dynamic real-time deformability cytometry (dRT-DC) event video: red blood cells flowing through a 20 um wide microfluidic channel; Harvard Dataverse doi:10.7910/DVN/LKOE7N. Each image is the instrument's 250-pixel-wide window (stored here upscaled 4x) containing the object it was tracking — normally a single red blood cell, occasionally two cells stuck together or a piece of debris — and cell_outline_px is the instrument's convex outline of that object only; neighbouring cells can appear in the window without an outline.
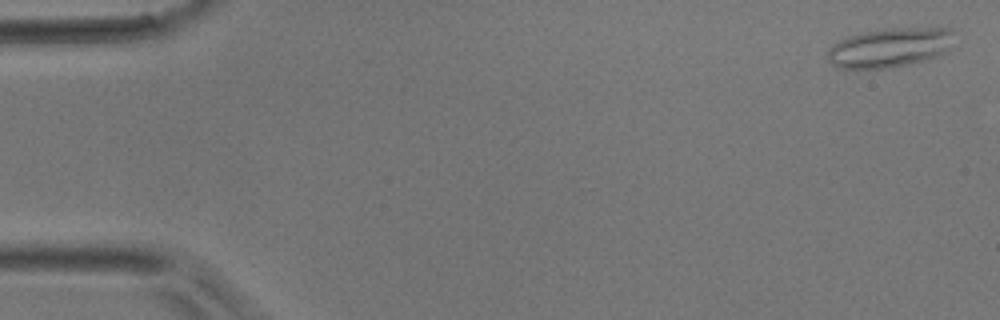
{"species": "common noctule bat (a hibernating species)", "species_latin": "Nyctalus noctula", "temperature_condition": "room temperature", "stored_images_in_passage": 47, "camera_frame_rate_fps": 3000, "um_per_image_px": 0.085, "animal": {"sex": "male", "body_mass_g": 17.9}, "frame": {"image": 1, "passage_image": 1, "time_ms": 0.0, "image_size_px": [1000, 320], "cell_outline_px": [[952, 48], [928, 60], [908, 64], [884, 68], [840, 68], [832, 64], [828, 60], [828, 48], [840, 40], [848, 36], [860, 32], [892, 28], [948, 28], [952, 32]], "centroid_in_image_um": [75.63, 4.04], "position_along_channel_um": 9.4, "area_um2": 28.9}}
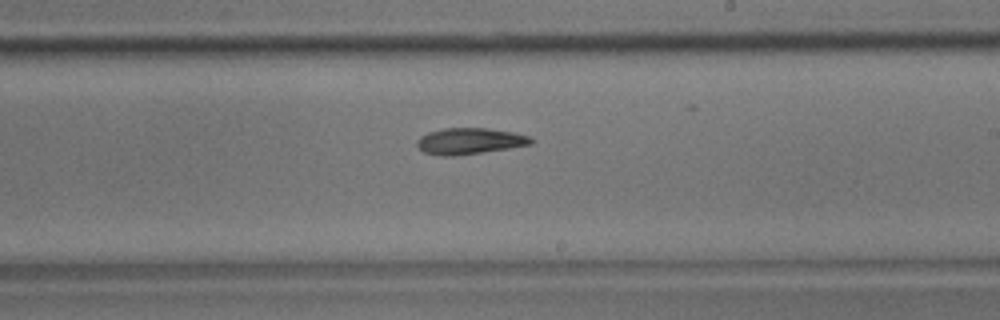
{"frame": {"image": 2, "passage_image": 27, "time_ms": 8.667, "image_size_px": [1000, 320], "cell_outline_px": [[536, 140], [532, 144], [508, 148], [452, 156], [440, 156], [424, 152], [416, 144], [416, 140], [420, 136], [428, 132], [444, 128], [488, 128], [516, 132], [528, 136]], "centroid_in_image_um": [39.92, 11.98], "position_along_channel_um": 249.1, "area_um2": 17.46}}
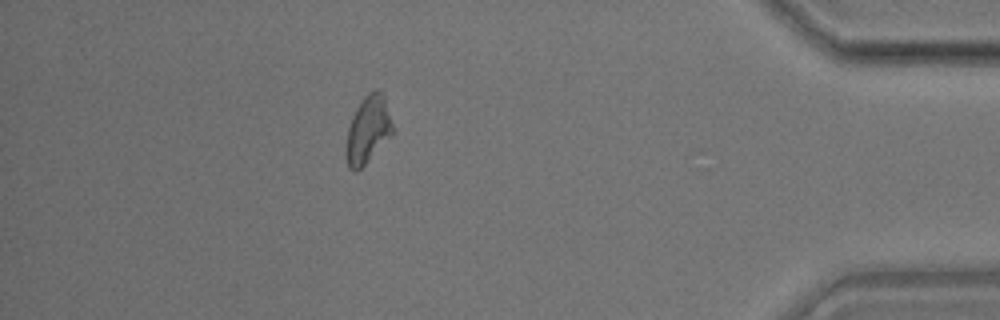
{"frame": {"image": 3, "passage_image": 41, "time_ms": 13.333, "image_size_px": [1000, 320], "cell_outline_px": [[392, 132], [364, 164], [356, 172], [348, 168], [344, 156], [348, 128], [352, 116], [356, 108], [364, 96], [368, 92], [376, 88], [384, 96], [392, 124]], "centroid_in_image_um": [31.21, 11.01], "position_along_channel_um": 404.0, "area_um2": 17.8}}